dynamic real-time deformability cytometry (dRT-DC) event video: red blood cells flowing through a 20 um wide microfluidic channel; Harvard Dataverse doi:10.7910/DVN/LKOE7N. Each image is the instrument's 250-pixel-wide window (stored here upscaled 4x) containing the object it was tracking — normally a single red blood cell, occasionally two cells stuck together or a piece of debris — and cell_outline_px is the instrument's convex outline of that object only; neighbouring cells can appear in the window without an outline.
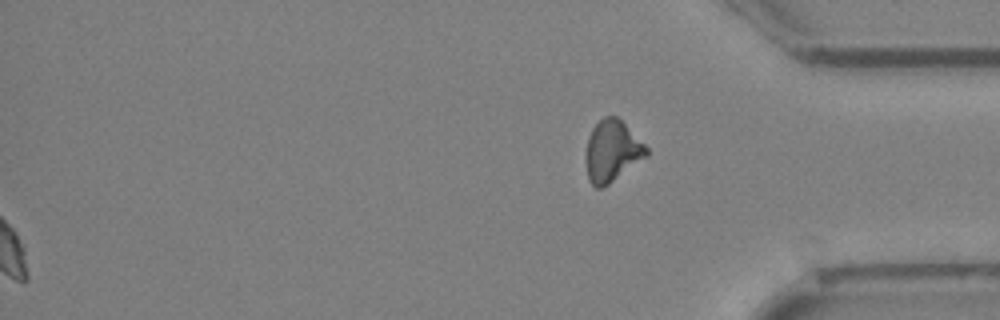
{"species": "Egyptian fruit bat (a non-hibernating species)", "species_latin": "Rousettus aegyptiacus", "temperature_condition": "cold", "stored_images_in_passage": 51, "segment_of_instrument_passage": [2, 2], "camera_frame_rate_fps": 3000, "um_per_image_px": 0.085, "animal": {"sex": "female"}, "frame": {"image": 1, "passage_image": 51, "time_ms": 16.667, "image_size_px": [1000, 320], "cell_outline_px": [[648, 156], [608, 184], [600, 188], [596, 188], [588, 180], [584, 160], [584, 156], [588, 136], [592, 128], [604, 116], [616, 116], [648, 148]], "centroid_in_image_um": [51.98, 12.86], "position_along_channel_um": 383.2, "area_um2": 21.68}}